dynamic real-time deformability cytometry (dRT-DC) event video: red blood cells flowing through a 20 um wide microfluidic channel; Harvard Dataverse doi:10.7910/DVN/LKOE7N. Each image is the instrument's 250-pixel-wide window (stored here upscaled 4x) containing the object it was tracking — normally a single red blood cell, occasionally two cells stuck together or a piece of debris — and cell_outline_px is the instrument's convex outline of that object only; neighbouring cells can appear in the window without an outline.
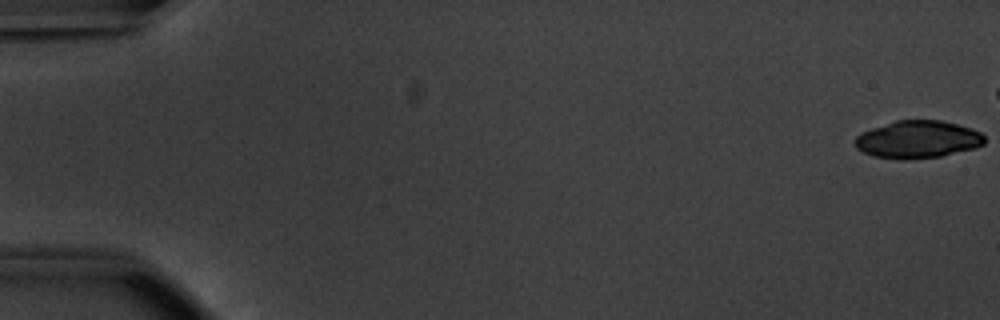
{"species": "common noctule bat (a hibernating species)", "species_latin": "Nyctalus noctula", "temperature_condition": "warm", "stored_images_in_passage": 18, "camera_frame_rate_fps": 3000, "um_per_image_px": 0.085, "animal": {"sex": "male", "body_mass_g": 20.1, "forearm_length_mm": 53.5}, "frame": {"image": 1, "passage_image": 1, "time_ms": 0.0, "image_size_px": [1000, 320], "cell_outline_px": [[984, 144], [976, 148], [940, 156], [904, 160], [900, 160], [876, 156], [864, 152], [856, 148], [856, 136], [860, 132], [896, 120], [940, 120], [972, 128], [980, 132], [984, 136]], "centroid_in_image_um": [78.02, 11.85], "position_along_channel_um": 7.0, "area_um2": 28.26}}